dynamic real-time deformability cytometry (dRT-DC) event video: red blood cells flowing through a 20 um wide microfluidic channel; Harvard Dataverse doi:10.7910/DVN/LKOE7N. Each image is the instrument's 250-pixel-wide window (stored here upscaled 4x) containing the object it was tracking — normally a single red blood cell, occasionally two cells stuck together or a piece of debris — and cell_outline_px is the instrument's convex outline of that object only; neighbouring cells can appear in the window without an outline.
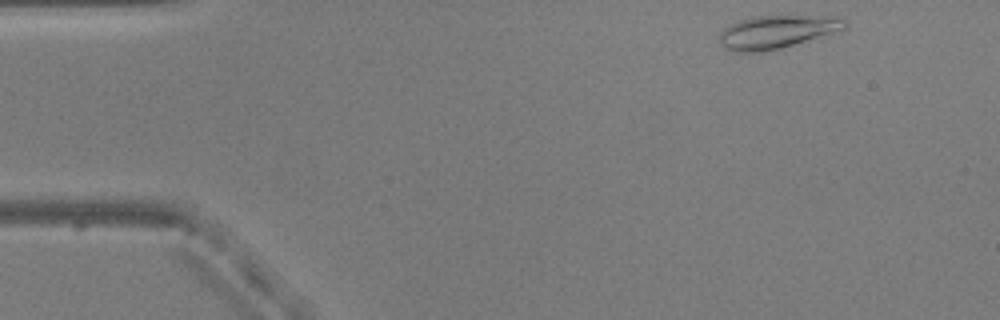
{"species": "common noctule bat (a hibernating species)", "species_latin": "Nyctalus noctula", "temperature_condition": "warm", "stored_images_in_passage": 39, "camera_frame_rate_fps": 3000, "um_per_image_px": 0.085, "animal": {"sex": "male", "body_mass_g": 20.5, "forearm_length_mm": 52.5}, "frame": {"image": 1, "passage_image": 1, "time_ms": 0.0, "image_size_px": [1000, 320], "cell_outline_px": [[848, 28], [780, 48], [756, 52], [736, 52], [724, 48], [720, 44], [720, 32], [724, 28], [740, 20], [752, 16], [800, 16], [844, 20], [848, 24]], "centroid_in_image_um": [65.93, 2.72], "position_along_channel_um": 19.1, "area_um2": 23.41}}
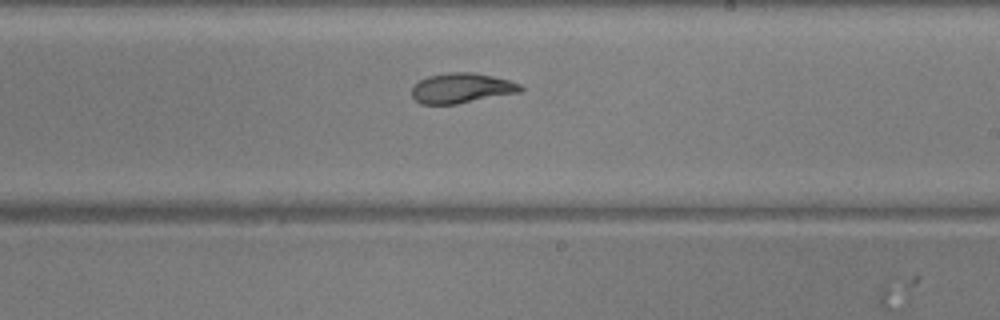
{"frame": {"image": 2, "passage_image": 26, "time_ms": 8.333, "image_size_px": [1000, 320], "cell_outline_px": [[524, 88], [520, 92], [456, 104], [420, 104], [412, 96], [412, 88], [420, 80], [428, 76], [448, 72], [476, 72], [508, 80], [520, 84]], "centroid_in_image_um": [39.23, 7.48], "position_along_channel_um": 249.8, "area_um2": 18.96}}
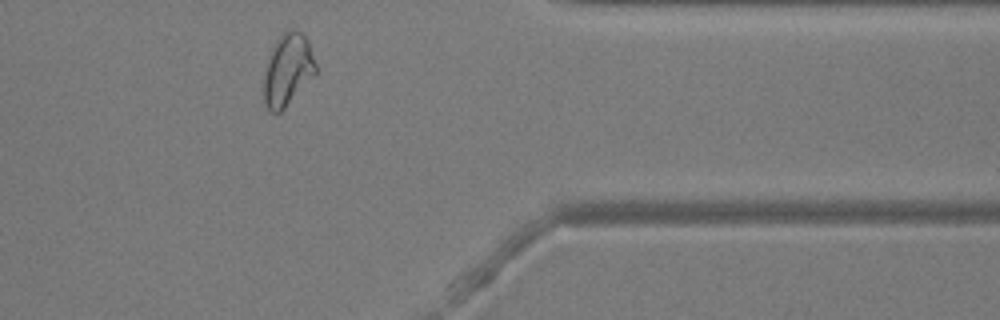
{"frame": {"image": 3, "passage_image": 38, "time_ms": 12.333, "image_size_px": [1000, 320], "cell_outline_px": [[316, 72], [284, 108], [280, 112], [272, 112], [264, 104], [264, 76], [268, 56], [276, 40], [284, 32], [292, 28], [300, 32], [308, 40], [316, 64]], "centroid_in_image_um": [24.44, 5.91], "position_along_channel_um": 387.0, "area_um2": 21.39}, "authors_computed_cell_mechanics": {"area_um2": 19.4208, "velocity_mm_per_s": 3.8395, "shape_relaxation_time_tau1_ms": 4.6623, "shape_relaxation_time_tau2_ms": 1.8022, "deformation_change_tau1": 0.175, "deformation_change_tau2": 0.0637}}